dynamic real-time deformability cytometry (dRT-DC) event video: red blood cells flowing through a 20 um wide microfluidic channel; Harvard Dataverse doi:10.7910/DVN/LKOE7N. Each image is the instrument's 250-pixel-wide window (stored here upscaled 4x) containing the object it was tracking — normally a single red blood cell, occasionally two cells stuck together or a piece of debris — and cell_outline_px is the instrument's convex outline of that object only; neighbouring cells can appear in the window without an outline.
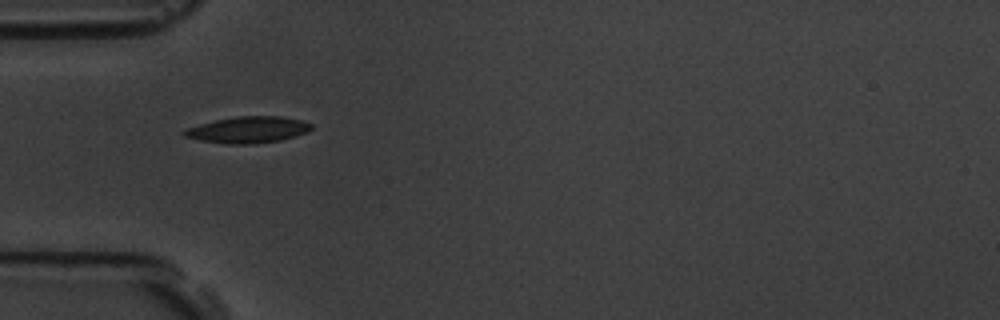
{"species": "common noctule bat (a hibernating species)", "species_latin": "Nyctalus noctula", "temperature_condition": "room temperature", "stored_images_in_passage": 40, "camera_frame_rate_fps": 3000, "um_per_image_px": 0.085, "animal": {"sex": "male", "body_mass_g": 19.5, "forearm_length_mm": 54.6}, "frame": {"image": 1, "passage_image": 1, "time_ms": 0.0, "image_size_px": [1000, 320], "cell_outline_px": [[312, 128], [308, 132], [296, 136], [280, 140], [252, 144], [224, 144], [200, 140], [184, 136], [180, 132], [188, 128], [200, 124], [216, 120], [236, 116], [280, 116], [300, 120], [312, 124]], "centroid_in_image_um": [21.08, 11.03], "position_along_channel_um": 63.9, "area_um2": 19.54}}
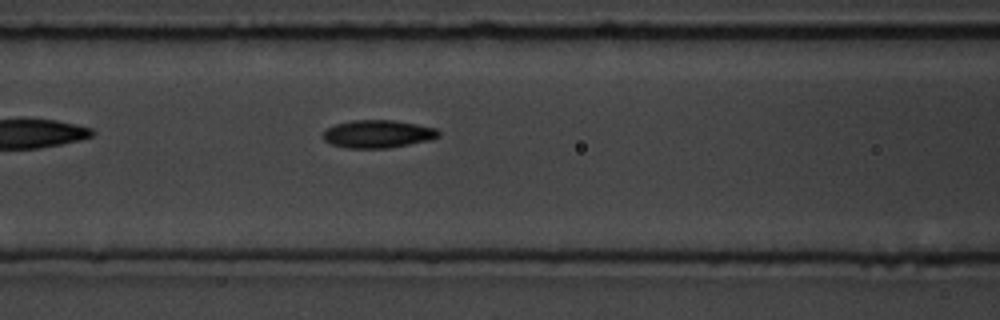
{"frame": {"image": 2, "passage_image": 7, "time_ms": 2.0, "image_size_px": [1000, 320], "cell_outline_px": [[440, 136], [432, 140], [388, 148], [348, 148], [332, 144], [324, 140], [324, 132], [328, 128], [336, 124], [352, 120], [392, 120], [416, 124], [436, 128], [440, 132]], "centroid_in_image_um": [32.16, 11.39], "position_along_channel_um": 134.4, "area_um2": 18.67}}
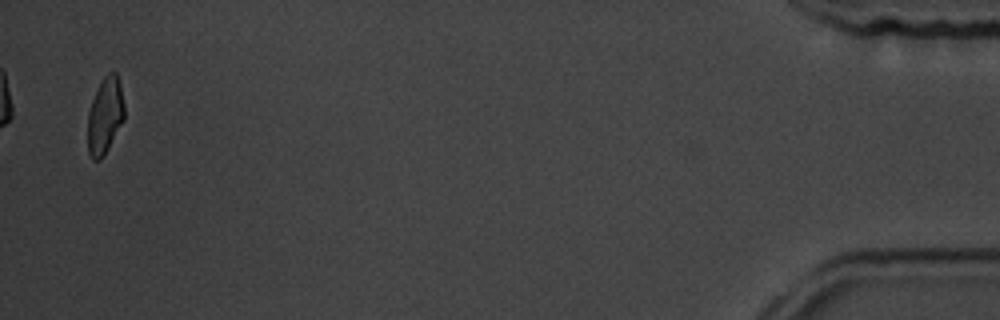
{"frame": {"image": 3, "passage_image": 39, "time_ms": 12.667, "image_size_px": [1000, 320], "cell_outline_px": [[124, 120], [104, 156], [100, 160], [92, 160], [88, 152], [88, 112], [92, 100], [104, 76], [108, 72], [116, 72], [120, 84], [124, 104]], "centroid_in_image_um": [8.93, 9.86], "position_along_channel_um": 426.3, "area_um2": 16.3}, "authors_computed_cell_mechanics": {"area_um2": 18.207, "velocity_mm_per_s": 3.5862, "shape_relaxation_time_tau1_ms": null, "shape_relaxation_time_tau2_ms": 2.2373, "deformation_change_tau1": null, "deformation_change_tau2": 0.0852}}